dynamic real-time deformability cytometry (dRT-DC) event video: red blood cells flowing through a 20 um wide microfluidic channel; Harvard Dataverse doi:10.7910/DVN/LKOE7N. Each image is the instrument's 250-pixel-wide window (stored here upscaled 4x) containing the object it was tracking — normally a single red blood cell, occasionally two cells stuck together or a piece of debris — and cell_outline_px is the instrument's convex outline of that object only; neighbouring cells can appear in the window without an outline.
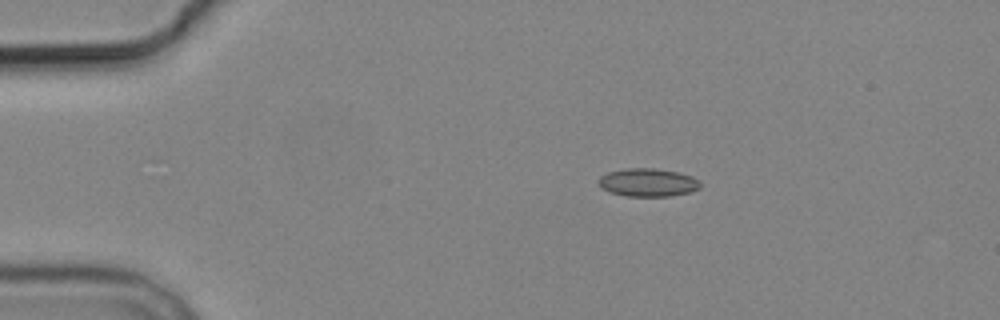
{"species": "common noctule bat (a hibernating species)", "species_latin": "Nyctalus noctula", "temperature_condition": "cold", "stored_images_in_passage": 4, "camera_frame_rate_fps": 3000, "um_per_image_px": 0.085, "animal": {"sex": "male", "body_mass_g": 19.2, "forearm_length_mm": 51.8}, "frame": {"image": 1, "passage_image": 1, "time_ms": 0.0, "image_size_px": [1000, 320], "cell_outline_px": [[700, 188], [692, 192], [668, 196], [628, 196], [608, 192], [600, 188], [596, 184], [596, 180], [600, 176], [608, 172], [628, 168], [652, 168], [680, 172], [692, 176], [700, 184]], "centroid_in_image_um": [55.01, 15.51], "position_along_channel_um": 30.0, "area_um2": 16.88}}
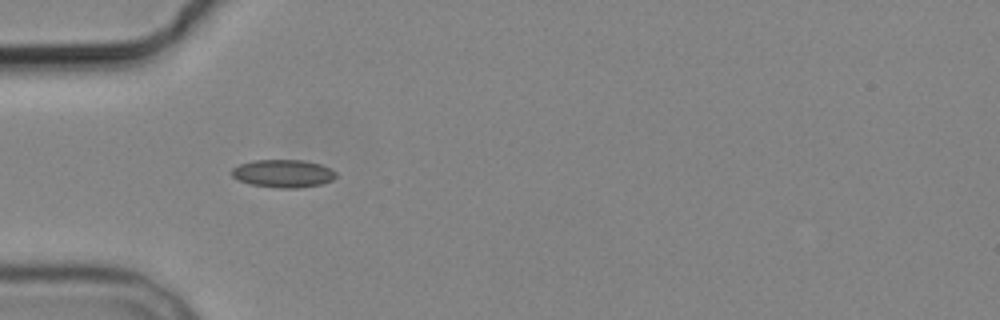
{"frame": {"image": 2, "passage_image": 3, "time_ms": 2.333, "image_size_px": [1000, 320], "cell_outline_px": [[336, 176], [332, 180], [320, 184], [296, 188], [276, 188], [252, 184], [240, 180], [232, 176], [232, 168], [240, 164], [252, 160], [304, 160], [320, 164], [336, 172]], "centroid_in_image_um": [24.06, 14.74], "position_along_channel_um": 60.9, "area_um2": 16.76}}
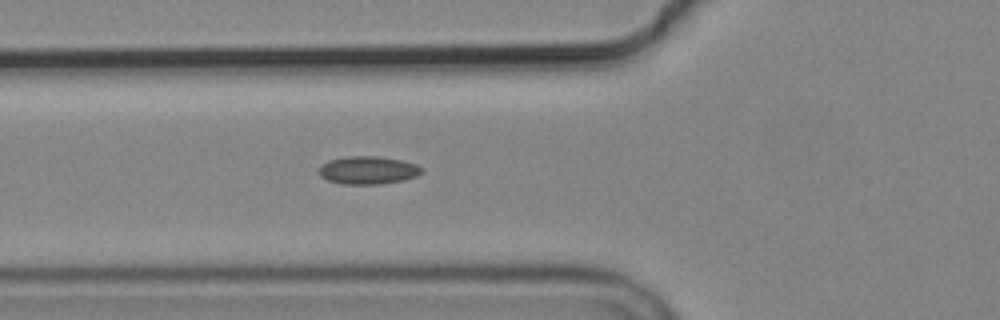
{"frame": {"image": 3, "passage_image": 4, "time_ms": 3.333, "image_size_px": [1000, 320], "cell_outline_px": [[424, 172], [416, 176], [404, 180], [380, 184], [340, 184], [328, 180], [320, 176], [320, 168], [328, 160], [348, 156], [376, 156], [400, 160], [416, 164], [424, 168]], "centroid_in_image_um": [31.32, 14.47], "position_along_channel_um": 94.5, "area_um2": 16.7}}